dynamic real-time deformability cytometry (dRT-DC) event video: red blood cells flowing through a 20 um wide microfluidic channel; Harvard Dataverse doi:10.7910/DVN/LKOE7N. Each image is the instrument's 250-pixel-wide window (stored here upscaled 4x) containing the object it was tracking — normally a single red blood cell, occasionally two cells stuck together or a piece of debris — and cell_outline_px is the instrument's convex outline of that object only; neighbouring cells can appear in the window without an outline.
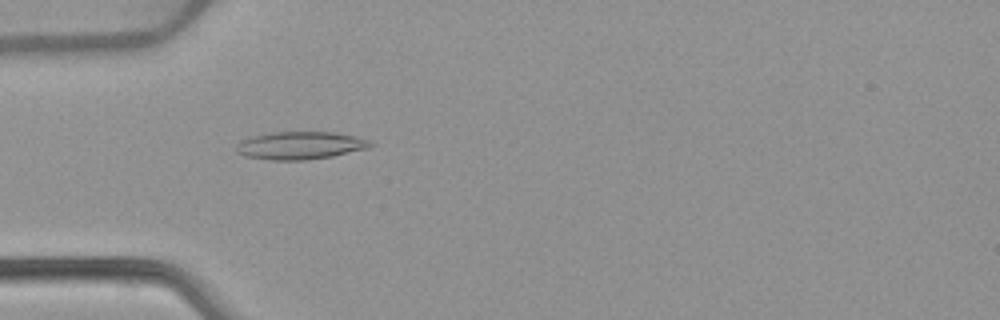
{"species": "common noctule bat (a hibernating species)", "species_latin": "Nyctalus noctula", "temperature_condition": "warm", "stored_images_in_passage": 52, "camera_frame_rate_fps": 3000, "um_per_image_px": 0.085, "animal": {"sex": "female", "body_mass_g": 22.7, "forearm_length_mm": 54.2}, "frame": {"image": 1, "passage_image": 16, "time_ms": 5.0, "image_size_px": [1000, 320], "cell_outline_px": [[376, 144], [368, 148], [332, 156], [304, 160], [272, 160], [244, 156], [236, 152], [236, 144], [240, 140], [268, 132], [336, 132], [356, 136], [368, 140]], "centroid_in_image_um": [25.51, 12.36], "position_along_channel_um": 59.5, "area_um2": 21.79}}
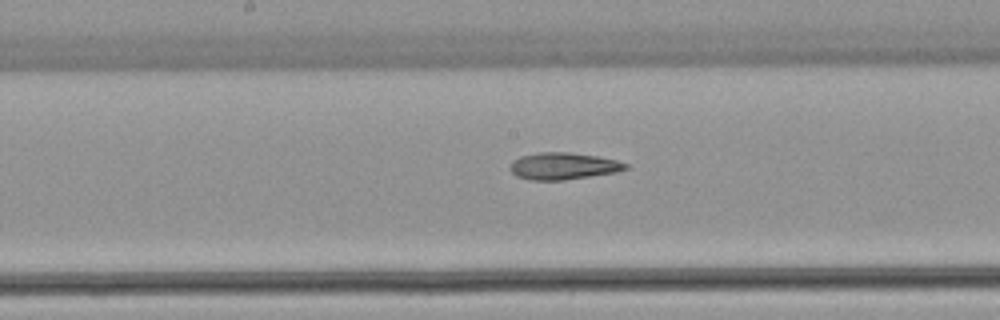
{"frame": {"image": 2, "passage_image": 27, "time_ms": 8.667, "image_size_px": [1000, 320], "cell_outline_px": [[628, 168], [616, 172], [564, 180], [528, 180], [516, 176], [508, 168], [512, 160], [520, 156], [540, 152], [568, 152], [596, 156], [616, 160], [628, 164]], "centroid_in_image_um": [47.83, 14.11], "position_along_channel_um": 200.4, "area_um2": 18.15}}
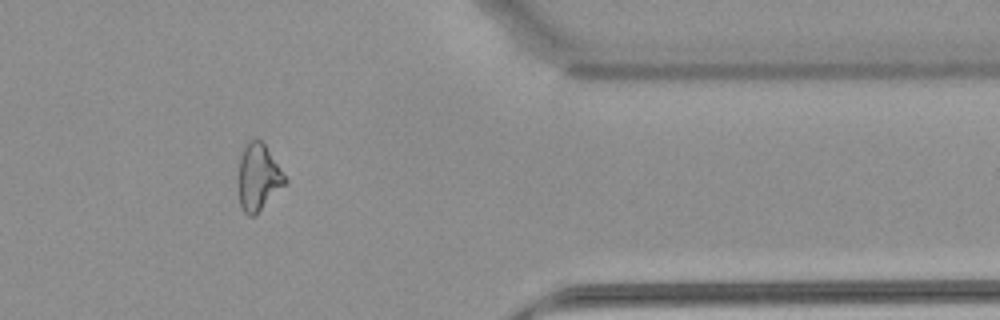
{"frame": {"image": 3, "passage_image": 43, "time_ms": 14.0, "image_size_px": [1000, 320], "cell_outline_px": [[288, 184], [252, 216], [248, 216], [244, 212], [240, 204], [236, 184], [240, 156], [244, 144], [248, 140], [260, 140], [264, 144], [288, 180]], "centroid_in_image_um": [21.92, 15.06], "position_along_channel_um": 389.5, "area_um2": 18.38}, "authors_computed_cell_mechanics": {"area_um2": 19.1896, "velocity_mm_per_s": 3.9275, "shape_relaxation_time_tau1_ms": null, "shape_relaxation_time_tau2_ms": 4.0731, "deformation_change_tau1": null, "deformation_change_tau2": 0.1332}}